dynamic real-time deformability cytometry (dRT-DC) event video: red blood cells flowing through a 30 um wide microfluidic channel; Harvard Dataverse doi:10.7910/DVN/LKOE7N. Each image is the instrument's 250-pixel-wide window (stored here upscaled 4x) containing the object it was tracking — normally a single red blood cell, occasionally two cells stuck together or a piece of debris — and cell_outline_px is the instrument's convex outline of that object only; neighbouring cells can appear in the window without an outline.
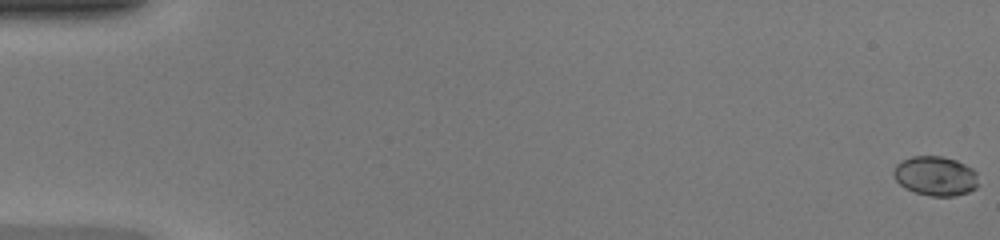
{"species": "common noctule bat (a hibernating species)", "species_latin": "Nyctalus noctula", "temperature_condition": "warm", "stored_images_in_passage": 49, "camera_frame_rate_fps": 3000, "um_per_image_px": 0.085, "animal": {"sex": "female", "body_mass_g": 20.0, "forearm_length_mm": 54.0}, "frame": {"image": 1, "passage_image": 1, "time_ms": 0.0, "image_size_px": [1000, 240], "cell_outline_px": [[980, 184], [976, 188], [968, 192], [956, 196], [932, 196], [916, 192], [904, 188], [896, 180], [892, 172], [896, 164], [912, 156], [940, 156], [956, 160], [972, 168], [976, 172]], "centroid_in_image_um": [79.54, 14.96], "position_along_channel_um": 5.5, "area_um2": 19.59}}
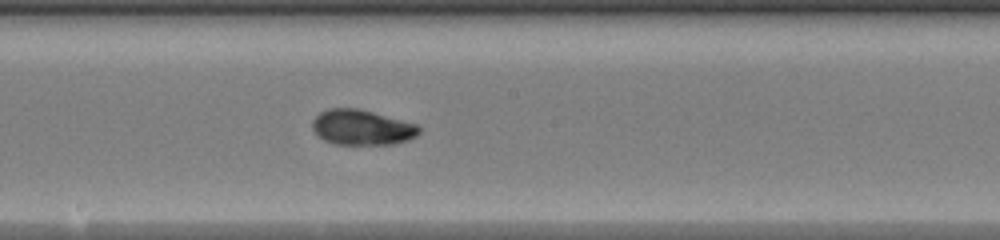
{"frame": {"image": 2, "passage_image": 28, "time_ms": 9.0, "image_size_px": [1000, 240], "cell_outline_px": [[420, 132], [416, 136], [408, 140], [392, 144], [336, 144], [324, 140], [312, 128], [312, 120], [320, 112], [328, 108], [360, 108], [416, 124], [420, 128]], "centroid_in_image_um": [30.76, 10.82], "position_along_channel_um": 217.4, "area_um2": 21.85}}
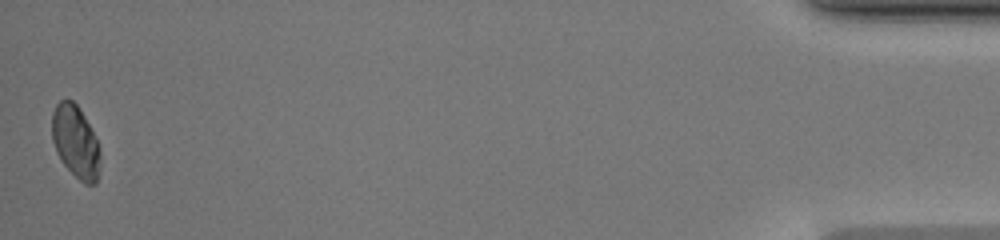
{"frame": {"image": 3, "passage_image": 49, "time_ms": 16.0, "image_size_px": [1000, 240], "cell_outline_px": [[100, 156], [96, 184], [84, 184], [60, 160], [56, 152], [52, 140], [52, 112], [56, 104], [60, 100], [72, 100], [80, 108], [100, 148]], "centroid_in_image_um": [6.4, 12.04], "position_along_channel_um": 428.8, "area_um2": 20.17}, "authors_computed_cell_mechanics": {"area_um2": 20.808, "velocity_mm_per_s": 4.3121, "shape_relaxation_time_tau1_ms": 3.8341, "shape_relaxation_time_tau2_ms": 1.5163, "deformation_change_tau1": 0.1319, "deformation_change_tau2": 0.0369}}